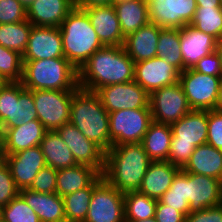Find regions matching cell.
I'll list each match as a JSON object with an SVG mask.
<instances>
[{"label":"cell","instance_id":"34","mask_svg":"<svg viewBox=\"0 0 222 222\" xmlns=\"http://www.w3.org/2000/svg\"><path fill=\"white\" fill-rule=\"evenodd\" d=\"M32 24L28 21L0 24V45L23 55L25 52Z\"/></svg>","mask_w":222,"mask_h":222},{"label":"cell","instance_id":"55","mask_svg":"<svg viewBox=\"0 0 222 222\" xmlns=\"http://www.w3.org/2000/svg\"><path fill=\"white\" fill-rule=\"evenodd\" d=\"M0 155H3V151H2V131L0 128Z\"/></svg>","mask_w":222,"mask_h":222},{"label":"cell","instance_id":"7","mask_svg":"<svg viewBox=\"0 0 222 222\" xmlns=\"http://www.w3.org/2000/svg\"><path fill=\"white\" fill-rule=\"evenodd\" d=\"M152 121L150 109H126L109 113L112 146L141 143Z\"/></svg>","mask_w":222,"mask_h":222},{"label":"cell","instance_id":"46","mask_svg":"<svg viewBox=\"0 0 222 222\" xmlns=\"http://www.w3.org/2000/svg\"><path fill=\"white\" fill-rule=\"evenodd\" d=\"M185 222H222V204L189 213Z\"/></svg>","mask_w":222,"mask_h":222},{"label":"cell","instance_id":"38","mask_svg":"<svg viewBox=\"0 0 222 222\" xmlns=\"http://www.w3.org/2000/svg\"><path fill=\"white\" fill-rule=\"evenodd\" d=\"M3 222H40L38 215L18 194L6 206L2 207Z\"/></svg>","mask_w":222,"mask_h":222},{"label":"cell","instance_id":"23","mask_svg":"<svg viewBox=\"0 0 222 222\" xmlns=\"http://www.w3.org/2000/svg\"><path fill=\"white\" fill-rule=\"evenodd\" d=\"M162 27L149 22L125 37L124 49L135 62L157 57V45Z\"/></svg>","mask_w":222,"mask_h":222},{"label":"cell","instance_id":"8","mask_svg":"<svg viewBox=\"0 0 222 222\" xmlns=\"http://www.w3.org/2000/svg\"><path fill=\"white\" fill-rule=\"evenodd\" d=\"M75 90H33L38 120L46 131H57L70 120V104Z\"/></svg>","mask_w":222,"mask_h":222},{"label":"cell","instance_id":"33","mask_svg":"<svg viewBox=\"0 0 222 222\" xmlns=\"http://www.w3.org/2000/svg\"><path fill=\"white\" fill-rule=\"evenodd\" d=\"M157 200L137 191L124 193L125 221H139L155 217Z\"/></svg>","mask_w":222,"mask_h":222},{"label":"cell","instance_id":"44","mask_svg":"<svg viewBox=\"0 0 222 222\" xmlns=\"http://www.w3.org/2000/svg\"><path fill=\"white\" fill-rule=\"evenodd\" d=\"M206 143L222 150V113L216 110H208V134Z\"/></svg>","mask_w":222,"mask_h":222},{"label":"cell","instance_id":"35","mask_svg":"<svg viewBox=\"0 0 222 222\" xmlns=\"http://www.w3.org/2000/svg\"><path fill=\"white\" fill-rule=\"evenodd\" d=\"M190 25L219 41L222 38V8L197 7Z\"/></svg>","mask_w":222,"mask_h":222},{"label":"cell","instance_id":"56","mask_svg":"<svg viewBox=\"0 0 222 222\" xmlns=\"http://www.w3.org/2000/svg\"><path fill=\"white\" fill-rule=\"evenodd\" d=\"M2 221V207L0 206V222Z\"/></svg>","mask_w":222,"mask_h":222},{"label":"cell","instance_id":"40","mask_svg":"<svg viewBox=\"0 0 222 222\" xmlns=\"http://www.w3.org/2000/svg\"><path fill=\"white\" fill-rule=\"evenodd\" d=\"M14 99H19V82H7L0 88V128L13 127Z\"/></svg>","mask_w":222,"mask_h":222},{"label":"cell","instance_id":"26","mask_svg":"<svg viewBox=\"0 0 222 222\" xmlns=\"http://www.w3.org/2000/svg\"><path fill=\"white\" fill-rule=\"evenodd\" d=\"M182 170L222 181V150L214 148L208 143L197 146Z\"/></svg>","mask_w":222,"mask_h":222},{"label":"cell","instance_id":"25","mask_svg":"<svg viewBox=\"0 0 222 222\" xmlns=\"http://www.w3.org/2000/svg\"><path fill=\"white\" fill-rule=\"evenodd\" d=\"M19 194L35 211L40 222H66L63 198L57 193H40L21 189Z\"/></svg>","mask_w":222,"mask_h":222},{"label":"cell","instance_id":"14","mask_svg":"<svg viewBox=\"0 0 222 222\" xmlns=\"http://www.w3.org/2000/svg\"><path fill=\"white\" fill-rule=\"evenodd\" d=\"M180 71L160 57L134 64V81L149 95L164 86L179 82Z\"/></svg>","mask_w":222,"mask_h":222},{"label":"cell","instance_id":"24","mask_svg":"<svg viewBox=\"0 0 222 222\" xmlns=\"http://www.w3.org/2000/svg\"><path fill=\"white\" fill-rule=\"evenodd\" d=\"M180 170L169 161H151L138 191L158 201Z\"/></svg>","mask_w":222,"mask_h":222},{"label":"cell","instance_id":"6","mask_svg":"<svg viewBox=\"0 0 222 222\" xmlns=\"http://www.w3.org/2000/svg\"><path fill=\"white\" fill-rule=\"evenodd\" d=\"M170 126L169 162L183 169L196 147L207 142L208 110H191Z\"/></svg>","mask_w":222,"mask_h":222},{"label":"cell","instance_id":"10","mask_svg":"<svg viewBox=\"0 0 222 222\" xmlns=\"http://www.w3.org/2000/svg\"><path fill=\"white\" fill-rule=\"evenodd\" d=\"M149 106L155 122L171 125L190 112L180 82L164 86L150 94Z\"/></svg>","mask_w":222,"mask_h":222},{"label":"cell","instance_id":"42","mask_svg":"<svg viewBox=\"0 0 222 222\" xmlns=\"http://www.w3.org/2000/svg\"><path fill=\"white\" fill-rule=\"evenodd\" d=\"M19 194L9 167L2 159L0 161V206H6Z\"/></svg>","mask_w":222,"mask_h":222},{"label":"cell","instance_id":"2","mask_svg":"<svg viewBox=\"0 0 222 222\" xmlns=\"http://www.w3.org/2000/svg\"><path fill=\"white\" fill-rule=\"evenodd\" d=\"M151 160L141 143L112 146L105 153L103 178L118 191H137Z\"/></svg>","mask_w":222,"mask_h":222},{"label":"cell","instance_id":"4","mask_svg":"<svg viewBox=\"0 0 222 222\" xmlns=\"http://www.w3.org/2000/svg\"><path fill=\"white\" fill-rule=\"evenodd\" d=\"M59 28L64 57L77 70L83 66L91 55L103 47L87 13L83 9L74 7Z\"/></svg>","mask_w":222,"mask_h":222},{"label":"cell","instance_id":"22","mask_svg":"<svg viewBox=\"0 0 222 222\" xmlns=\"http://www.w3.org/2000/svg\"><path fill=\"white\" fill-rule=\"evenodd\" d=\"M74 7V0H35L27 7V20L34 26L60 27Z\"/></svg>","mask_w":222,"mask_h":222},{"label":"cell","instance_id":"37","mask_svg":"<svg viewBox=\"0 0 222 222\" xmlns=\"http://www.w3.org/2000/svg\"><path fill=\"white\" fill-rule=\"evenodd\" d=\"M38 119L32 90L25 89L19 82V99H14L13 127Z\"/></svg>","mask_w":222,"mask_h":222},{"label":"cell","instance_id":"19","mask_svg":"<svg viewBox=\"0 0 222 222\" xmlns=\"http://www.w3.org/2000/svg\"><path fill=\"white\" fill-rule=\"evenodd\" d=\"M103 46H123L125 37L113 4L83 9Z\"/></svg>","mask_w":222,"mask_h":222},{"label":"cell","instance_id":"3","mask_svg":"<svg viewBox=\"0 0 222 222\" xmlns=\"http://www.w3.org/2000/svg\"><path fill=\"white\" fill-rule=\"evenodd\" d=\"M70 120L88 140L98 145L105 153L112 147L109 135V113L97 94L77 88L70 104Z\"/></svg>","mask_w":222,"mask_h":222},{"label":"cell","instance_id":"51","mask_svg":"<svg viewBox=\"0 0 222 222\" xmlns=\"http://www.w3.org/2000/svg\"><path fill=\"white\" fill-rule=\"evenodd\" d=\"M216 52L218 53L221 64H222V38L219 41H217Z\"/></svg>","mask_w":222,"mask_h":222},{"label":"cell","instance_id":"15","mask_svg":"<svg viewBox=\"0 0 222 222\" xmlns=\"http://www.w3.org/2000/svg\"><path fill=\"white\" fill-rule=\"evenodd\" d=\"M58 134L71 150L77 164L88 165L101 175L105 166V152L88 140L72 123L64 124Z\"/></svg>","mask_w":222,"mask_h":222},{"label":"cell","instance_id":"28","mask_svg":"<svg viewBox=\"0 0 222 222\" xmlns=\"http://www.w3.org/2000/svg\"><path fill=\"white\" fill-rule=\"evenodd\" d=\"M100 173L83 164L57 170L56 193L63 197L88 187Z\"/></svg>","mask_w":222,"mask_h":222},{"label":"cell","instance_id":"16","mask_svg":"<svg viewBox=\"0 0 222 222\" xmlns=\"http://www.w3.org/2000/svg\"><path fill=\"white\" fill-rule=\"evenodd\" d=\"M3 160L9 167L15 185L19 190L28 189L38 172L47 166L40 145L14 154L3 155Z\"/></svg>","mask_w":222,"mask_h":222},{"label":"cell","instance_id":"53","mask_svg":"<svg viewBox=\"0 0 222 222\" xmlns=\"http://www.w3.org/2000/svg\"><path fill=\"white\" fill-rule=\"evenodd\" d=\"M125 222H157L155 217L146 219V220H139V221H125Z\"/></svg>","mask_w":222,"mask_h":222},{"label":"cell","instance_id":"54","mask_svg":"<svg viewBox=\"0 0 222 222\" xmlns=\"http://www.w3.org/2000/svg\"><path fill=\"white\" fill-rule=\"evenodd\" d=\"M7 83L6 79L0 74V88Z\"/></svg>","mask_w":222,"mask_h":222},{"label":"cell","instance_id":"48","mask_svg":"<svg viewBox=\"0 0 222 222\" xmlns=\"http://www.w3.org/2000/svg\"><path fill=\"white\" fill-rule=\"evenodd\" d=\"M114 0H74V6L79 9H86L92 6L110 5Z\"/></svg>","mask_w":222,"mask_h":222},{"label":"cell","instance_id":"9","mask_svg":"<svg viewBox=\"0 0 222 222\" xmlns=\"http://www.w3.org/2000/svg\"><path fill=\"white\" fill-rule=\"evenodd\" d=\"M179 82L192 110L215 109L222 76L202 74L191 68L180 72Z\"/></svg>","mask_w":222,"mask_h":222},{"label":"cell","instance_id":"11","mask_svg":"<svg viewBox=\"0 0 222 222\" xmlns=\"http://www.w3.org/2000/svg\"><path fill=\"white\" fill-rule=\"evenodd\" d=\"M84 222H125L124 193L103 179L93 189Z\"/></svg>","mask_w":222,"mask_h":222},{"label":"cell","instance_id":"27","mask_svg":"<svg viewBox=\"0 0 222 222\" xmlns=\"http://www.w3.org/2000/svg\"><path fill=\"white\" fill-rule=\"evenodd\" d=\"M113 6L124 37L150 22L145 0H114Z\"/></svg>","mask_w":222,"mask_h":222},{"label":"cell","instance_id":"39","mask_svg":"<svg viewBox=\"0 0 222 222\" xmlns=\"http://www.w3.org/2000/svg\"><path fill=\"white\" fill-rule=\"evenodd\" d=\"M0 74L7 82H21L23 77L22 55L0 45Z\"/></svg>","mask_w":222,"mask_h":222},{"label":"cell","instance_id":"17","mask_svg":"<svg viewBox=\"0 0 222 222\" xmlns=\"http://www.w3.org/2000/svg\"><path fill=\"white\" fill-rule=\"evenodd\" d=\"M62 57H64V52L60 28L32 25L22 60L34 61Z\"/></svg>","mask_w":222,"mask_h":222},{"label":"cell","instance_id":"31","mask_svg":"<svg viewBox=\"0 0 222 222\" xmlns=\"http://www.w3.org/2000/svg\"><path fill=\"white\" fill-rule=\"evenodd\" d=\"M99 175L88 187L63 196L66 222H84L91 202L93 189L103 180Z\"/></svg>","mask_w":222,"mask_h":222},{"label":"cell","instance_id":"50","mask_svg":"<svg viewBox=\"0 0 222 222\" xmlns=\"http://www.w3.org/2000/svg\"><path fill=\"white\" fill-rule=\"evenodd\" d=\"M214 110L222 113V83L220 85L218 101Z\"/></svg>","mask_w":222,"mask_h":222},{"label":"cell","instance_id":"45","mask_svg":"<svg viewBox=\"0 0 222 222\" xmlns=\"http://www.w3.org/2000/svg\"><path fill=\"white\" fill-rule=\"evenodd\" d=\"M192 69L206 75L222 76V64L216 51L201 58Z\"/></svg>","mask_w":222,"mask_h":222},{"label":"cell","instance_id":"13","mask_svg":"<svg viewBox=\"0 0 222 222\" xmlns=\"http://www.w3.org/2000/svg\"><path fill=\"white\" fill-rule=\"evenodd\" d=\"M148 4L149 21L162 28H182L192 22L196 0H153Z\"/></svg>","mask_w":222,"mask_h":222},{"label":"cell","instance_id":"20","mask_svg":"<svg viewBox=\"0 0 222 222\" xmlns=\"http://www.w3.org/2000/svg\"><path fill=\"white\" fill-rule=\"evenodd\" d=\"M217 40L191 25L180 28V51L184 70L191 69L204 56L216 51Z\"/></svg>","mask_w":222,"mask_h":222},{"label":"cell","instance_id":"41","mask_svg":"<svg viewBox=\"0 0 222 222\" xmlns=\"http://www.w3.org/2000/svg\"><path fill=\"white\" fill-rule=\"evenodd\" d=\"M27 20V8L18 0H0V24Z\"/></svg>","mask_w":222,"mask_h":222},{"label":"cell","instance_id":"29","mask_svg":"<svg viewBox=\"0 0 222 222\" xmlns=\"http://www.w3.org/2000/svg\"><path fill=\"white\" fill-rule=\"evenodd\" d=\"M171 138V126L153 120L141 144L151 161H169Z\"/></svg>","mask_w":222,"mask_h":222},{"label":"cell","instance_id":"36","mask_svg":"<svg viewBox=\"0 0 222 222\" xmlns=\"http://www.w3.org/2000/svg\"><path fill=\"white\" fill-rule=\"evenodd\" d=\"M159 201L180 211L185 217L190 213L187 201V172L181 169L176 174L169 190L161 196Z\"/></svg>","mask_w":222,"mask_h":222},{"label":"cell","instance_id":"32","mask_svg":"<svg viewBox=\"0 0 222 222\" xmlns=\"http://www.w3.org/2000/svg\"><path fill=\"white\" fill-rule=\"evenodd\" d=\"M157 56L176 67L180 72L184 71L180 51V28H162L160 30Z\"/></svg>","mask_w":222,"mask_h":222},{"label":"cell","instance_id":"47","mask_svg":"<svg viewBox=\"0 0 222 222\" xmlns=\"http://www.w3.org/2000/svg\"><path fill=\"white\" fill-rule=\"evenodd\" d=\"M157 222H185V216L175 208L157 201L155 210Z\"/></svg>","mask_w":222,"mask_h":222},{"label":"cell","instance_id":"21","mask_svg":"<svg viewBox=\"0 0 222 222\" xmlns=\"http://www.w3.org/2000/svg\"><path fill=\"white\" fill-rule=\"evenodd\" d=\"M3 155H10L40 145L46 129L38 120L17 127L1 129Z\"/></svg>","mask_w":222,"mask_h":222},{"label":"cell","instance_id":"49","mask_svg":"<svg viewBox=\"0 0 222 222\" xmlns=\"http://www.w3.org/2000/svg\"><path fill=\"white\" fill-rule=\"evenodd\" d=\"M197 7L221 8L219 0H196Z\"/></svg>","mask_w":222,"mask_h":222},{"label":"cell","instance_id":"43","mask_svg":"<svg viewBox=\"0 0 222 222\" xmlns=\"http://www.w3.org/2000/svg\"><path fill=\"white\" fill-rule=\"evenodd\" d=\"M56 185L57 170L45 166L38 172L28 189L40 193H56Z\"/></svg>","mask_w":222,"mask_h":222},{"label":"cell","instance_id":"52","mask_svg":"<svg viewBox=\"0 0 222 222\" xmlns=\"http://www.w3.org/2000/svg\"><path fill=\"white\" fill-rule=\"evenodd\" d=\"M25 8H27L35 0H18Z\"/></svg>","mask_w":222,"mask_h":222},{"label":"cell","instance_id":"18","mask_svg":"<svg viewBox=\"0 0 222 222\" xmlns=\"http://www.w3.org/2000/svg\"><path fill=\"white\" fill-rule=\"evenodd\" d=\"M187 201L190 213L222 204V181L187 172Z\"/></svg>","mask_w":222,"mask_h":222},{"label":"cell","instance_id":"30","mask_svg":"<svg viewBox=\"0 0 222 222\" xmlns=\"http://www.w3.org/2000/svg\"><path fill=\"white\" fill-rule=\"evenodd\" d=\"M40 147L47 166L55 170L77 165L71 150L62 140L57 131H46Z\"/></svg>","mask_w":222,"mask_h":222},{"label":"cell","instance_id":"5","mask_svg":"<svg viewBox=\"0 0 222 222\" xmlns=\"http://www.w3.org/2000/svg\"><path fill=\"white\" fill-rule=\"evenodd\" d=\"M21 83L28 90H76L78 70L65 58L23 61Z\"/></svg>","mask_w":222,"mask_h":222},{"label":"cell","instance_id":"1","mask_svg":"<svg viewBox=\"0 0 222 222\" xmlns=\"http://www.w3.org/2000/svg\"><path fill=\"white\" fill-rule=\"evenodd\" d=\"M134 64L124 46H103L78 70L79 88L95 92L107 85L134 81Z\"/></svg>","mask_w":222,"mask_h":222},{"label":"cell","instance_id":"12","mask_svg":"<svg viewBox=\"0 0 222 222\" xmlns=\"http://www.w3.org/2000/svg\"><path fill=\"white\" fill-rule=\"evenodd\" d=\"M95 93L108 113L126 109H150V95L135 81L107 85Z\"/></svg>","mask_w":222,"mask_h":222}]
</instances>
